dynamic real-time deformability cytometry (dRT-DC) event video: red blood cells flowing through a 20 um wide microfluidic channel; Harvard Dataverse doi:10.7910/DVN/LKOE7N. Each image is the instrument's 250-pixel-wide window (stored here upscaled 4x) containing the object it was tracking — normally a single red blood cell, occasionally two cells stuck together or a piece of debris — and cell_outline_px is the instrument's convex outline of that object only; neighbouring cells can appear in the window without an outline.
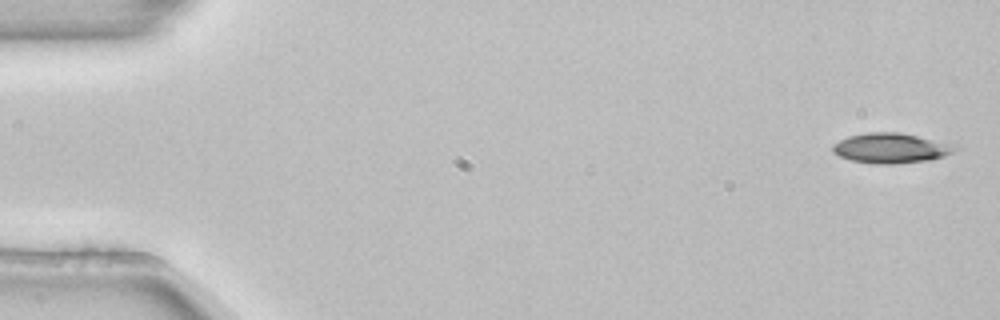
{"species": "common noctule bat (a hibernating species)", "species_latin": "Nyctalus noctula", "temperature_condition": "room temperature", "stored_images_in_passage": 4, "camera_frame_rate_fps": 3000, "um_per_image_px": 0.085, "animal": {"sex": "female", "body_mass_g": 22.7, "forearm_length_mm": 54.2}, "frame": {"image": 1, "passage_image": 1, "time_ms": 0.0, "image_size_px": [1000, 320], "cell_outline_px": [[960, 148], [944, 156], [932, 160], [892, 164], [872, 164], [852, 160], [840, 156], [832, 152], [832, 144], [848, 136], [868, 132], [896, 132], [916, 136], [952, 144]], "centroid_in_image_um": [75.7, 12.6], "position_along_channel_um": 9.3, "area_um2": 21.33}}
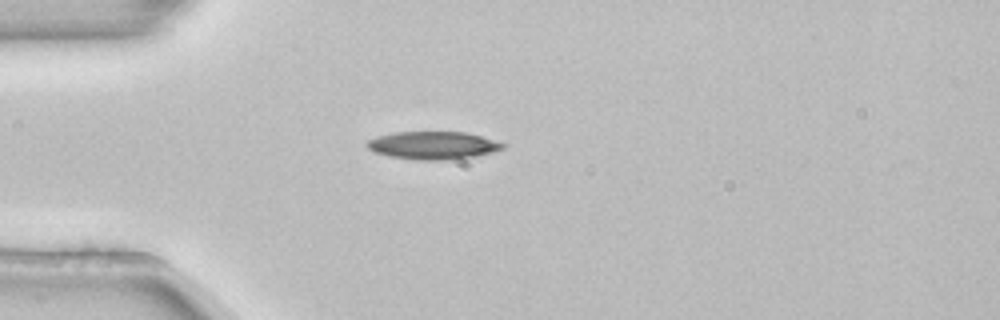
{"frame": {"image": 2, "passage_image": 4, "time_ms": 1.0, "image_size_px": [1000, 320], "cell_outline_px": [[508, 144], [504, 148], [492, 152], [476, 156], [444, 160], [416, 160], [388, 156], [376, 152], [368, 148], [364, 144], [368, 140], [376, 136], [396, 132], [468, 132]], "centroid_in_image_um": [36.81, 12.35], "position_along_channel_um": 48.2, "area_um2": 22.14}}